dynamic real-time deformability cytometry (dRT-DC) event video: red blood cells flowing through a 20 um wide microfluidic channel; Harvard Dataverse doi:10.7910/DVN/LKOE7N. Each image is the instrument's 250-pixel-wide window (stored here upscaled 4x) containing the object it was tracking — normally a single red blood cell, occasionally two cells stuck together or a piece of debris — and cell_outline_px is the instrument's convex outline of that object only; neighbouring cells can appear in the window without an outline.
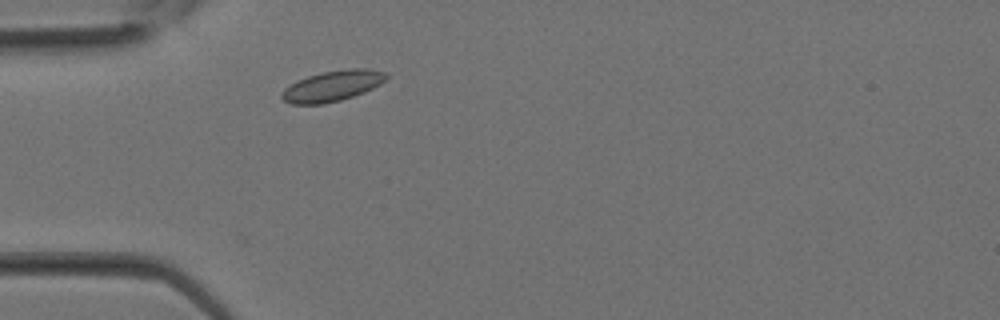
{"species": "Egyptian fruit bat (a non-hibernating species)", "species_latin": "Rousettus aegyptiacus", "temperature_condition": "room temperature", "stored_images_in_passage": 7, "camera_frame_rate_fps": 3000, "um_per_image_px": 0.085, "animal": {"sex": "female"}, "frame": {"image": 1, "passage_image": 2, "time_ms": 0.333, "image_size_px": [1000, 320], "cell_outline_px": [[388, 76], [380, 84], [364, 92], [340, 100], [324, 104], [292, 104], [284, 100], [280, 96], [280, 92], [284, 88], [308, 76], [324, 72], [348, 68], [368, 68], [388, 72]], "centroid_in_image_um": [28.28, 7.3], "position_along_channel_um": 56.7, "area_um2": 18.55}}
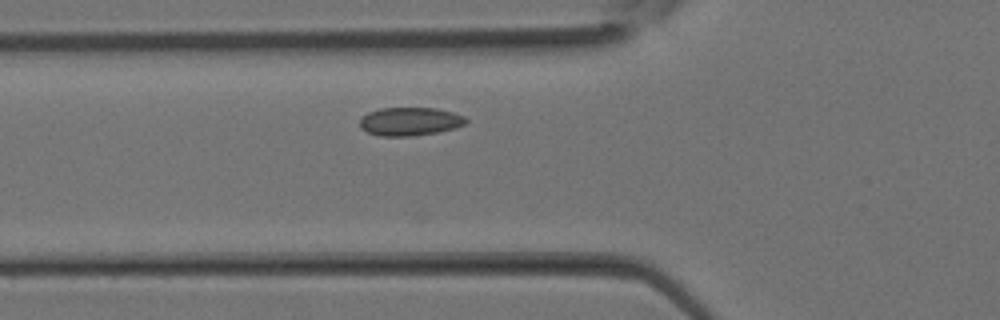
{"frame": {"image": 2, "passage_image": 4, "time_ms": 1.0, "image_size_px": [1000, 320], "cell_outline_px": [[468, 120], [464, 124], [456, 128], [436, 132], [412, 136], [380, 136], [368, 132], [360, 128], [360, 116], [368, 112], [380, 108], [436, 108], [452, 112], [464, 116]], "centroid_in_image_um": [34.81, 10.32], "position_along_channel_um": 91.0, "area_um2": 17.57}}
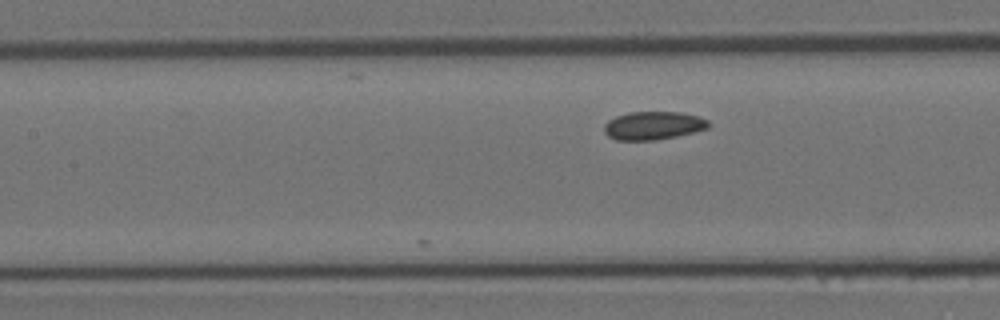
{"frame": {"image": 3, "passage_image": 7, "time_ms": 2.0, "image_size_px": [1000, 320], "cell_outline_px": [[708, 128], [676, 136], [656, 140], [616, 140], [608, 136], [604, 132], [604, 124], [608, 120], [616, 116], [628, 112], [680, 112], [696, 116], [708, 120]], "centroid_in_image_um": [55.47, 10.67], "position_along_channel_um": 151.9, "area_um2": 17.05}}